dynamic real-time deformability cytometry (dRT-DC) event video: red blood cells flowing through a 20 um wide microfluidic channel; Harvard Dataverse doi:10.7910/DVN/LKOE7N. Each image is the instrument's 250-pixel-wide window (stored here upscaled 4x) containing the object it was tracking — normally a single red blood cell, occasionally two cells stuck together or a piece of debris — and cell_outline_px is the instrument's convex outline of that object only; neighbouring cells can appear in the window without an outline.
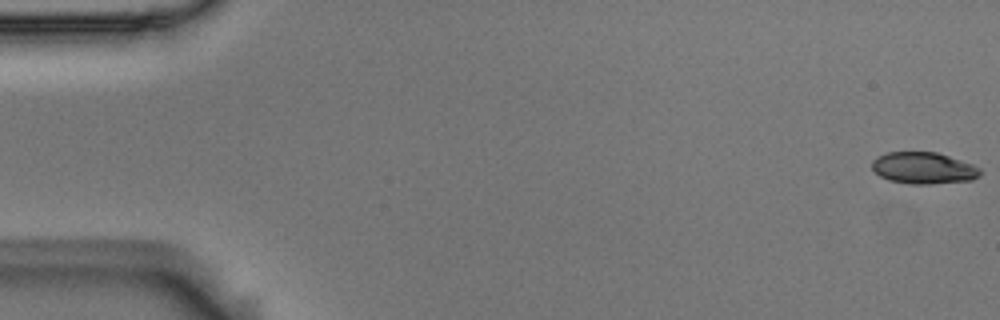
{"species": "Egyptian fruit bat (a non-hibernating species)", "species_latin": "Rousettus aegyptiacus", "temperature_condition": "room temperature", "stored_images_in_passage": 55, "camera_frame_rate_fps": 3000, "um_per_image_px": 0.085, "animal": {"sex": "male"}, "frame": {"image": 1, "passage_image": 1, "time_ms": 0.0, "image_size_px": [1000, 320], "cell_outline_px": [[980, 176], [972, 180], [928, 184], [912, 184], [888, 180], [880, 176], [872, 168], [872, 160], [888, 152], [936, 152], [972, 164], [980, 168]], "centroid_in_image_um": [78.5, 14.29], "position_along_channel_um": 6.5, "area_um2": 19.77}}
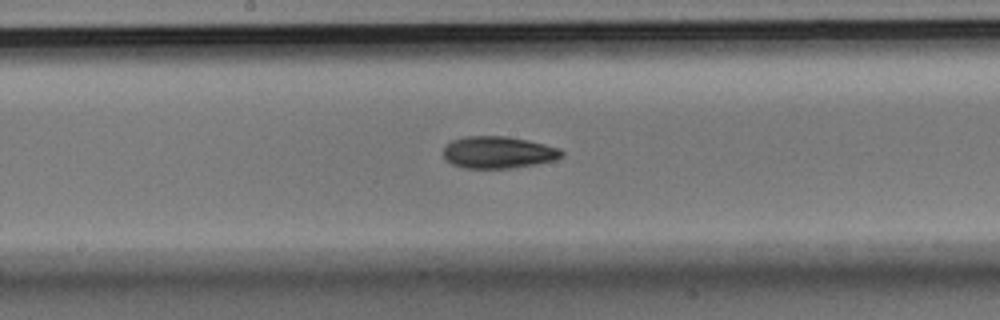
{"frame": {"image": 2, "passage_image": 29, "time_ms": 9.333, "image_size_px": [1000, 320], "cell_outline_px": [[564, 152], [556, 160], [536, 164], [512, 168], [464, 168], [452, 164], [444, 156], [444, 148], [452, 140], [464, 136], [504, 136], [528, 140], [560, 148]], "centroid_in_image_um": [42.36, 12.95], "position_along_channel_um": 205.8, "area_um2": 21.96}}
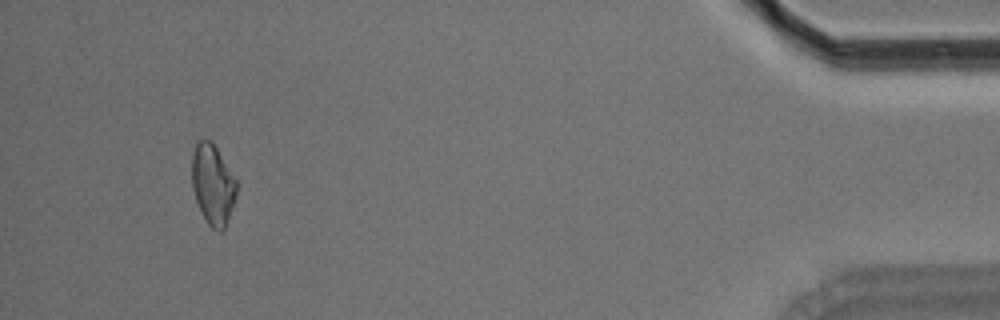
{"frame": {"image": 3, "passage_image": 52, "time_ms": 17.0, "image_size_px": [1000, 320], "cell_outline_px": [[236, 196], [224, 228], [220, 232], [212, 228], [208, 224], [196, 200], [192, 188], [192, 152], [196, 140], [212, 140], [236, 180]], "centroid_in_image_um": [18.07, 15.63], "position_along_channel_um": 417.1, "area_um2": 20.69}, "authors_computed_cell_mechanics": {"area_um2": 21.0392, "velocity_mm_per_s": 3.6663, "shape_relaxation_time_tau1_ms": 4.4777, "shape_relaxation_time_tau2_ms": null, "deformation_change_tau1": 0.1265, "deformation_change_tau2": null}}